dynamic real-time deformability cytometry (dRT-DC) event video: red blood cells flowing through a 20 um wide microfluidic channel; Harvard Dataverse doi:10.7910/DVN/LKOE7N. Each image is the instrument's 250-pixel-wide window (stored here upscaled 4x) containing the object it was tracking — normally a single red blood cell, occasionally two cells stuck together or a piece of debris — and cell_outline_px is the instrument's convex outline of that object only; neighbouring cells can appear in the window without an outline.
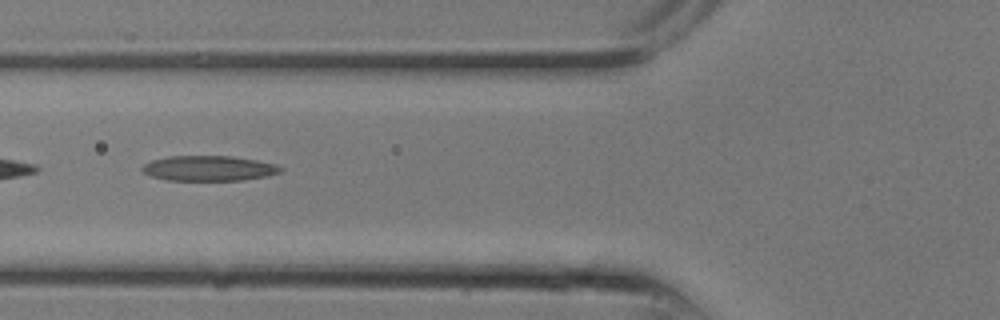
{"species": "common noctule bat (a hibernating species)", "species_latin": "Nyctalus noctula", "temperature_condition": "room temperature", "stored_images_in_passage": 5, "camera_frame_rate_fps": 3000, "um_per_image_px": 0.085, "animal": {"sex": "male", "body_mass_g": 13.3}, "frame": {"image": 1, "passage_image": 4, "time_ms": 1.0, "image_size_px": [1000, 320], "cell_outline_px": [[284, 168], [280, 172], [268, 176], [240, 180], [168, 180], [148, 176], [140, 168], [144, 164], [152, 160], [168, 156], [232, 156], [256, 160], [276, 164]], "centroid_in_image_um": [17.74, 14.3], "position_along_channel_um": 108.1, "area_um2": 20.35}}